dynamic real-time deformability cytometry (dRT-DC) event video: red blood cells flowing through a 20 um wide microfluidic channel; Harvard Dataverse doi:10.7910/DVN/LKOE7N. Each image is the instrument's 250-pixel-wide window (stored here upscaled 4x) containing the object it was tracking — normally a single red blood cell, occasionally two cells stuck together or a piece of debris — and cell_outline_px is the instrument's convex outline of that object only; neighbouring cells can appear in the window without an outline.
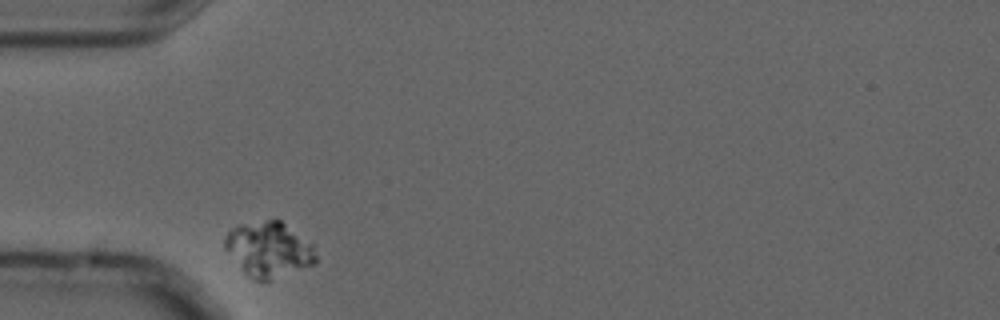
{"species": "common noctule bat (a hibernating species)", "species_latin": "Nyctalus noctula", "temperature_condition": "cold", "stored_images_in_passage": 2, "camera_frame_rate_fps": 3000, "um_per_image_px": 0.085, "animal": {"sex": "male", "forearm_length_mm": 52.5}, "frame": {"image": 1, "passage_image": 1, "time_ms": 0.0, "image_size_px": [1000, 320], "cell_outline_px": [[316, 264], [272, 280], [252, 280], [244, 272], [224, 248], [224, 236], [232, 228], [240, 224], [268, 220], [280, 220], [312, 244], [316, 256]], "centroid_in_image_um": [22.83, 21.21], "position_along_channel_um": 62.2, "area_um2": 29.13}}
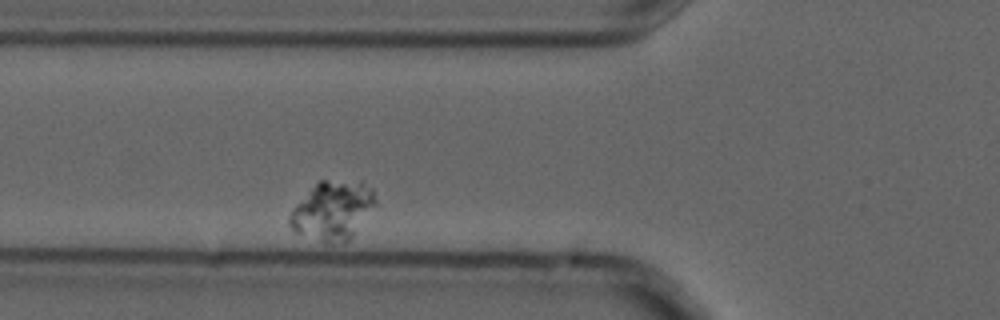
{"frame": {"image": 2, "passage_image": 2, "time_ms": 0.333, "image_size_px": [1000, 320], "cell_outline_px": [[380, 204], [352, 236], [344, 244], [324, 244], [296, 232], [288, 224], [288, 216], [292, 208], [320, 180], [360, 180], [372, 188]], "centroid_in_image_um": [28.34, 17.91], "position_along_channel_um": 97.5, "area_um2": 30.29}}